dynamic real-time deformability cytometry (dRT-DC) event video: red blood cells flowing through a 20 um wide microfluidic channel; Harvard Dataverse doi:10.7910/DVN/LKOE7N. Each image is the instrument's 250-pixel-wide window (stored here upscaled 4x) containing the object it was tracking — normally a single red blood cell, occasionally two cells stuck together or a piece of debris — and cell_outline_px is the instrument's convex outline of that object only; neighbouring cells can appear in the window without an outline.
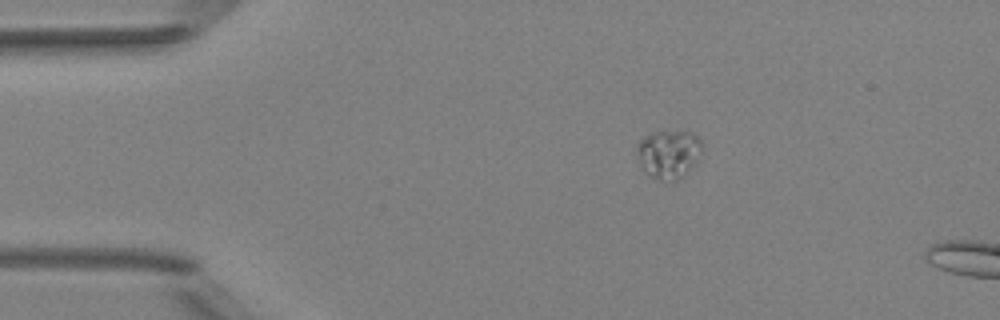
{"species": "Egyptian fruit bat (a non-hibernating species)", "species_latin": "Rousettus aegyptiacus", "temperature_condition": "room temperature", "stored_images_in_passage": 2, "camera_frame_rate_fps": 3000, "um_per_image_px": 0.085, "animal": {"sex": "female"}, "frame": {"image": 1, "passage_image": 1, "time_ms": 0.0, "image_size_px": [1000, 320], "cell_outline_px": [[704, 152], [676, 180], [660, 180], [652, 176], [644, 168], [640, 160], [636, 148], [636, 144], [644, 136], [652, 132], [692, 132], [704, 144]], "centroid_in_image_um": [56.86, 13.04], "position_along_channel_um": 28.1, "area_um2": 17.86}}